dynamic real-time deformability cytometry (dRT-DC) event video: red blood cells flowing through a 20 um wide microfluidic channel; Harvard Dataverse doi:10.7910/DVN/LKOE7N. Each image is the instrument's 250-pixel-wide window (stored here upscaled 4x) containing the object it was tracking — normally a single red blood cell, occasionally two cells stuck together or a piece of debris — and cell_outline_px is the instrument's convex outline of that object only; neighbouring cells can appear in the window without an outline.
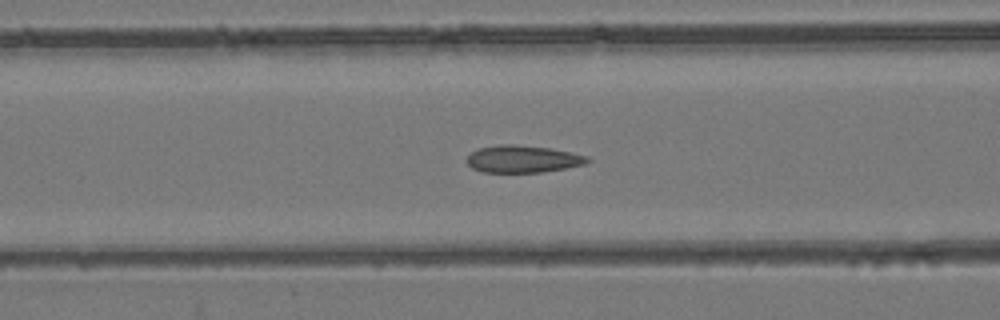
{"species": "common noctule bat (a hibernating species)", "species_latin": "Nyctalus noctula", "temperature_condition": "room temperature", "stored_images_in_passage": 45, "camera_frame_rate_fps": 3000, "um_per_image_px": 0.085, "animal": {"sex": "female", "body_mass_g": 24.6, "forearm_length_mm": 56.2}, "frame": {"image": 1, "passage_image": 13, "time_ms": 4.0, "image_size_px": [1000, 320], "cell_outline_px": [[592, 160], [584, 164], [564, 168], [540, 172], [484, 172], [472, 168], [468, 164], [468, 156], [476, 148], [500, 144], [512, 144], [548, 148], [568, 152], [584, 156]], "centroid_in_image_um": [44.38, 13.51], "position_along_channel_um": 122.2, "area_um2": 18.79}}
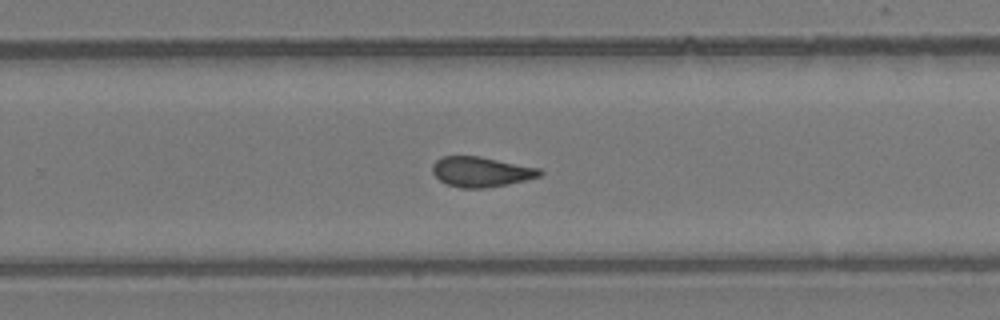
{"frame": {"image": 2, "passage_image": 26, "time_ms": 8.333, "image_size_px": [1000, 320], "cell_outline_px": [[544, 172], [540, 176], [508, 184], [484, 188], [460, 188], [448, 184], [440, 180], [432, 172], [432, 164], [440, 156], [480, 156], [540, 168]], "centroid_in_image_um": [40.88, 14.59], "position_along_channel_um": 288.9, "area_um2": 18.84}}
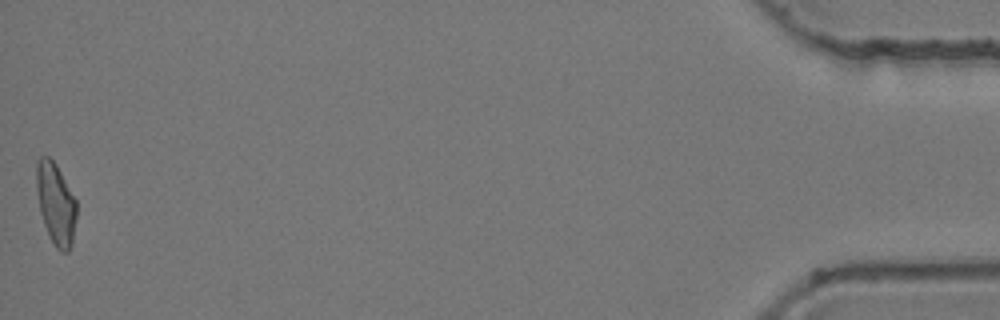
{"frame": {"image": 3, "passage_image": 45, "time_ms": 14.667, "image_size_px": [1000, 320], "cell_outline_px": [[76, 216], [72, 244], [68, 252], [60, 252], [56, 248], [48, 236], [40, 212], [36, 188], [36, 160], [40, 156], [48, 156], [56, 164], [76, 200]], "centroid_in_image_um": [4.73, 17.32], "position_along_channel_um": 430.5, "area_um2": 19.19}, "authors_computed_cell_mechanics": {"area_um2": 18.9584, "velocity_mm_per_s": 3.8554, "shape_relaxation_time_tau1_ms": null, "shape_relaxation_time_tau2_ms": 1.9879, "deformation_change_tau1": null, "deformation_change_tau2": 0.0849}}